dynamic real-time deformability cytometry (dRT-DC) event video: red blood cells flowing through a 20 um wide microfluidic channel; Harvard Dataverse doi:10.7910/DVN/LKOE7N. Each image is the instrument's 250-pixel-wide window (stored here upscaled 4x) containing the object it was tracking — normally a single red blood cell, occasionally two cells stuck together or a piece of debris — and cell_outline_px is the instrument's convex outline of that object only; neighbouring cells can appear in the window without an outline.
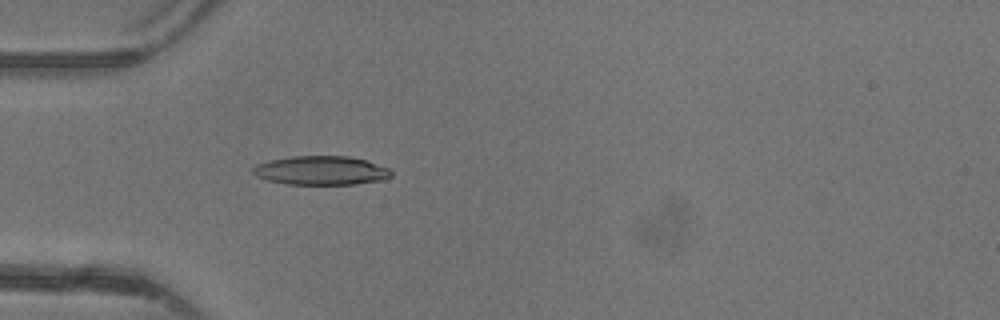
{"species": "common noctule bat (a hibernating species)", "species_latin": "Nyctalus noctula", "temperature_condition": "warm", "stored_images_in_passage": 34, "camera_frame_rate_fps": 3000, "um_per_image_px": 0.085, "animal": {"sex": "female"}, "frame": {"image": 1, "passage_image": 2, "time_ms": 0.333, "image_size_px": [1000, 320], "cell_outline_px": [[392, 176], [384, 180], [356, 184], [288, 184], [268, 180], [256, 176], [252, 172], [252, 168], [256, 164], [268, 160], [292, 156], [348, 156], [364, 160], [392, 168]], "centroid_in_image_um": [27.32, 14.49], "position_along_channel_um": 57.7, "area_um2": 23.47}}
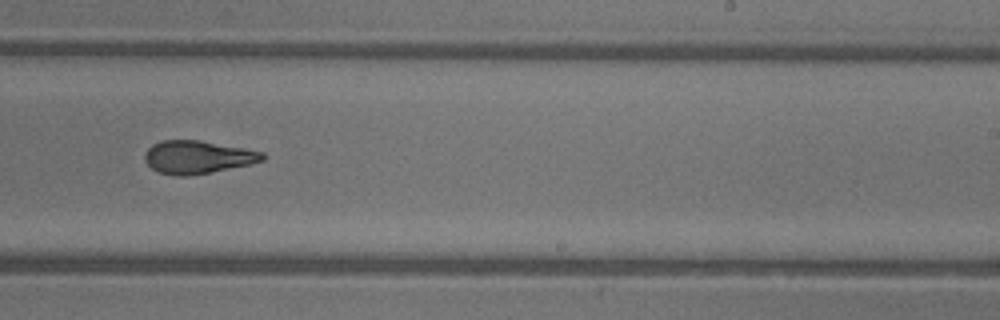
{"frame": {"image": 2, "passage_image": 17, "time_ms": 5.333, "image_size_px": [1000, 320], "cell_outline_px": [[264, 160], [248, 164], [188, 176], [176, 176], [160, 172], [152, 168], [144, 160], [144, 156], [148, 148], [152, 144], [164, 140], [200, 140], [264, 152]], "centroid_in_image_um": [16.76, 13.34], "position_along_channel_um": 272.2, "area_um2": 22.25}}
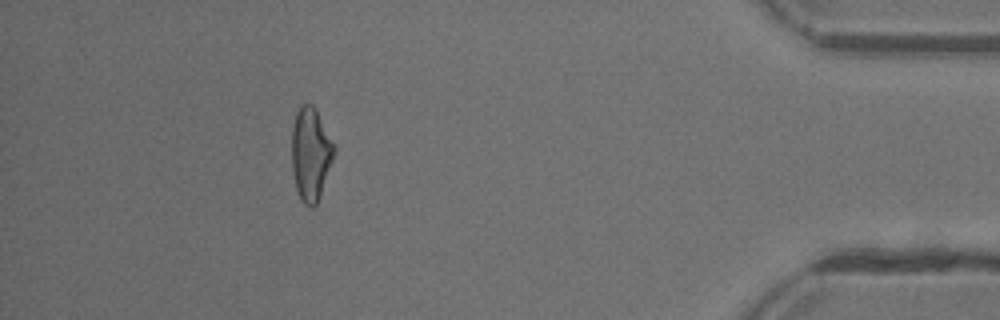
{"frame": {"image": 3, "passage_image": 30, "time_ms": 9.667, "image_size_px": [1000, 320], "cell_outline_px": [[336, 148], [320, 196], [316, 204], [312, 208], [304, 204], [296, 188], [292, 168], [292, 124], [296, 112], [300, 104], [312, 104], [316, 108]], "centroid_in_image_um": [26.4, 13.05], "position_along_channel_um": 408.8, "area_um2": 22.89}, "authors_computed_cell_mechanics": {"area_um2": 22.8599, "velocity_mm_per_s": 4.3936, "shape_relaxation_time_tau1_ms": 6.064, "shape_relaxation_time_tau2_ms": 2.508, "deformation_change_tau1": 0.203, "deformation_change_tau2": 0.1128}}